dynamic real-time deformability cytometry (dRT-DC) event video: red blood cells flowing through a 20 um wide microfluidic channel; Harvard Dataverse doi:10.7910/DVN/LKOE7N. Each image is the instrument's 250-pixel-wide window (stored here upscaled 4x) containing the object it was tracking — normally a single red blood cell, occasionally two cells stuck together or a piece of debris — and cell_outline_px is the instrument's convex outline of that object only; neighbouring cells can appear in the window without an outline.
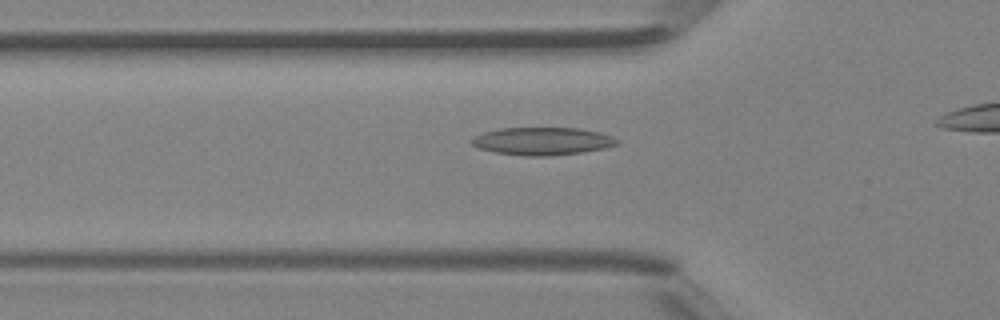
{"species": "Egyptian fruit bat (a non-hibernating species)", "species_latin": "Rousettus aegyptiacus", "temperature_condition": "room temperature", "stored_images_in_passage": 27, "camera_frame_rate_fps": 3000, "um_per_image_px": 0.085, "animal": {"sex": "female"}, "frame": {"image": 1, "passage_image": 5, "time_ms": 1.333, "image_size_px": [1000, 320], "cell_outline_px": [[620, 140], [616, 144], [604, 148], [584, 152], [548, 156], [524, 156], [492, 152], [480, 148], [472, 144], [468, 140], [484, 132], [500, 128], [580, 128], [600, 132], [612, 136]], "centroid_in_image_um": [46.1, 12.0], "position_along_channel_um": 79.7, "area_um2": 23.58}}
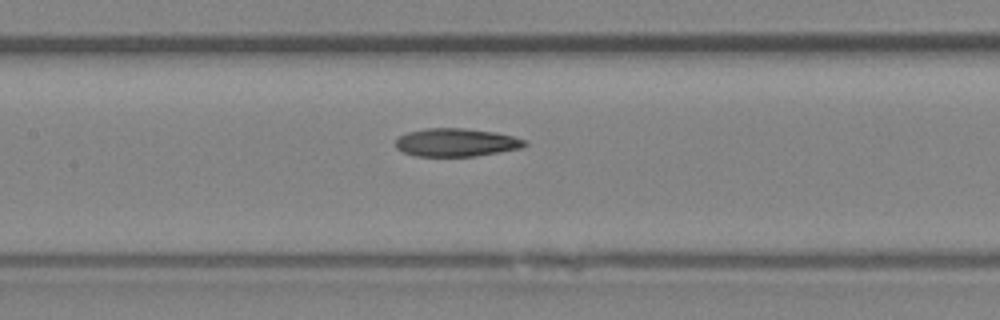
{"frame": {"image": 2, "passage_image": 11, "time_ms": 3.333, "image_size_px": [1000, 320], "cell_outline_px": [[528, 144], [524, 148], [476, 156], [416, 156], [404, 152], [396, 148], [396, 140], [400, 136], [408, 132], [428, 128], [464, 128], [496, 132], [512, 136], [524, 140]], "centroid_in_image_um": [38.81, 12.11], "position_along_channel_um": 168.6, "area_um2": 21.15}}
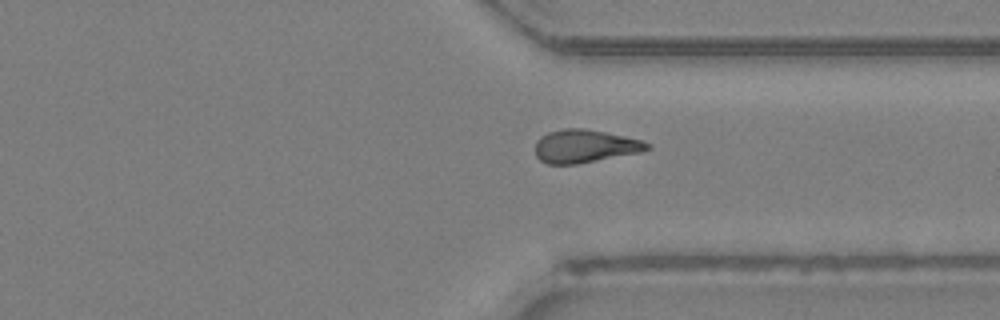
{"frame": {"image": 3, "passage_image": 24, "time_ms": 7.667, "image_size_px": [1000, 320], "cell_outline_px": [[652, 148], [640, 152], [576, 164], [548, 164], [540, 160], [536, 156], [536, 140], [540, 136], [548, 132], [564, 128], [584, 128], [624, 136], [640, 140], [652, 144]], "centroid_in_image_um": [49.7, 12.42], "position_along_channel_um": 361.7, "area_um2": 21.5}}